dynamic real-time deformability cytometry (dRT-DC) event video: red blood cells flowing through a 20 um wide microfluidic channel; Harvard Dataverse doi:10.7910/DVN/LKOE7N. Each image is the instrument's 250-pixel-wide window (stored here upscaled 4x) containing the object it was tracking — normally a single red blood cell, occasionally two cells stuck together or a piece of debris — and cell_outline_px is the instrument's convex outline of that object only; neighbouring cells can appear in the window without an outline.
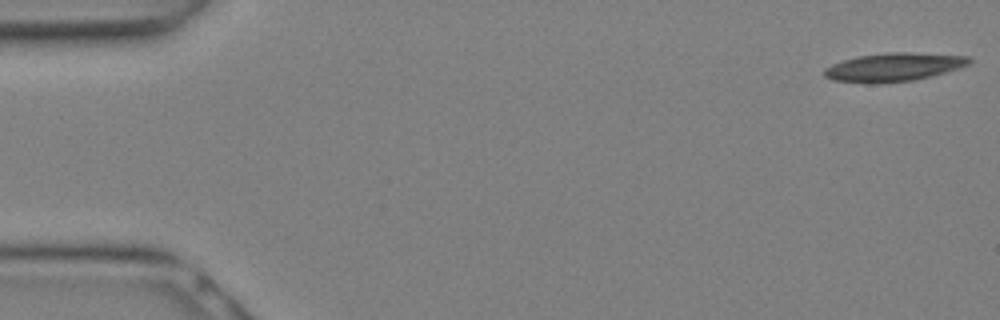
{"species": "Egyptian fruit bat (a non-hibernating species)", "species_latin": "Rousettus aegyptiacus", "temperature_condition": "warm", "stored_images_in_passage": 11, "camera_frame_rate_fps": 3000, "um_per_image_px": 0.085, "animal": {"sex": "female"}, "frame": {"image": 1, "passage_image": 1, "time_ms": 0.0, "image_size_px": [1000, 320], "cell_outline_px": [[972, 60], [968, 64], [932, 76], [912, 80], [880, 84], [832, 80], [824, 76], [824, 68], [832, 64], [844, 60], [860, 56], [888, 52], [912, 52], [972, 56]], "centroid_in_image_um": [75.97, 5.7], "position_along_channel_um": 9.0, "area_um2": 23.93}}
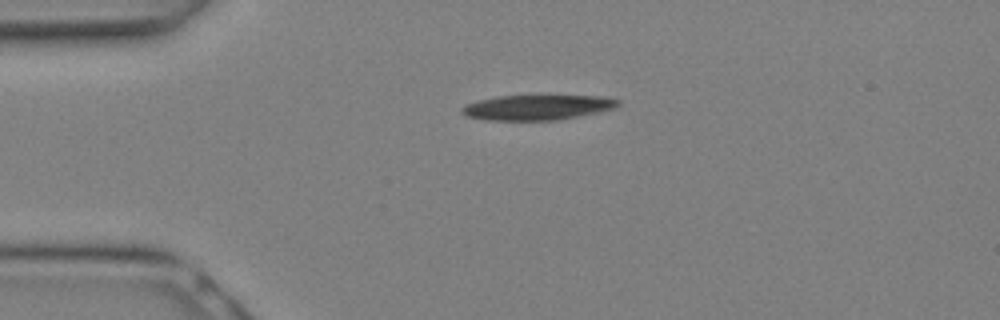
{"frame": {"image": 2, "passage_image": 7, "time_ms": 2.0, "image_size_px": [1000, 320], "cell_outline_px": [[620, 104], [616, 108], [560, 120], [488, 120], [464, 116], [460, 112], [460, 108], [464, 104], [476, 100], [496, 96], [540, 92], [544, 92], [604, 96], [620, 100]], "centroid_in_image_um": [45.68, 9.06], "position_along_channel_um": 39.3, "area_um2": 24.68}}
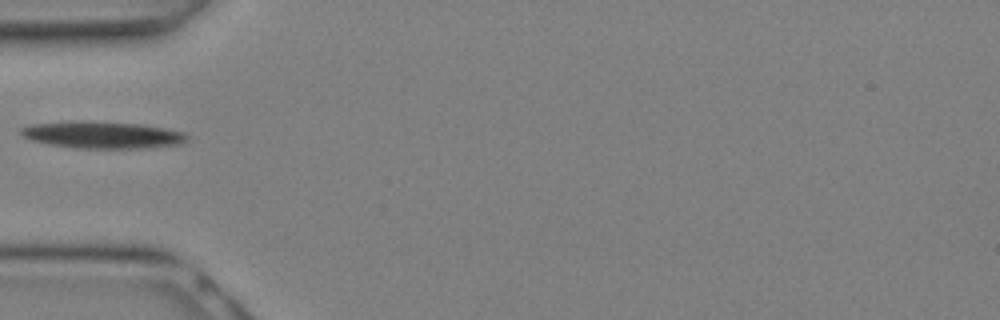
{"frame": {"image": 3, "passage_image": 10, "time_ms": 3.0, "image_size_px": [1000, 320], "cell_outline_px": [[192, 136], [188, 140], [180, 144], [152, 148], [76, 148], [48, 144], [32, 140], [24, 136], [20, 132], [20, 128], [28, 124], [72, 120], [76, 120], [140, 124], [164, 128], [184, 132]], "centroid_in_image_um": [8.72, 11.46], "position_along_channel_um": 76.3, "area_um2": 26.47}}